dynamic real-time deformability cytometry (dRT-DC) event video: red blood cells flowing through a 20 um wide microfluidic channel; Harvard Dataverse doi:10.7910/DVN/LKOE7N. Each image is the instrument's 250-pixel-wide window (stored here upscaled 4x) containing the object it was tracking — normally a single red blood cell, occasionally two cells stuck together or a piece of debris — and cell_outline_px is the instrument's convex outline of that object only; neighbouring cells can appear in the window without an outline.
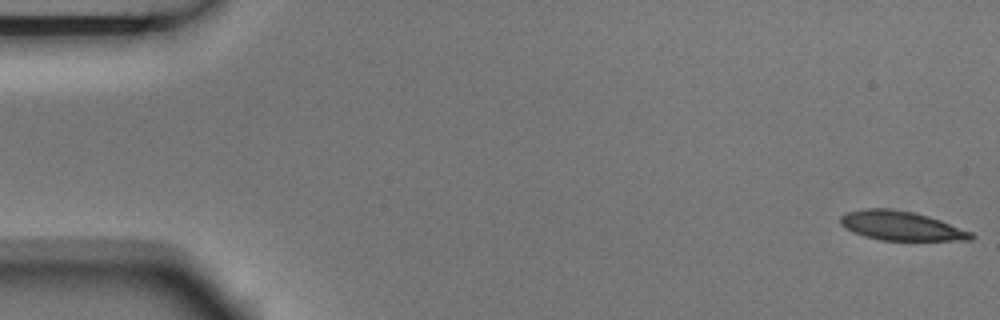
{"species": "Egyptian fruit bat (a non-hibernating species)", "species_latin": "Rousettus aegyptiacus", "temperature_condition": "room temperature", "stored_images_in_passage": 4, "camera_frame_rate_fps": 3000, "um_per_image_px": 0.085, "animal": {"sex": "male"}, "frame": {"image": 1, "passage_image": 1, "time_ms": 0.0, "image_size_px": [1000, 320], "cell_outline_px": [[976, 236], [972, 240], [880, 240], [864, 236], [852, 232], [844, 228], [840, 224], [840, 216], [848, 212], [864, 208], [888, 208], [912, 212], [928, 216], [940, 220], [972, 232]], "centroid_in_image_um": [76.57, 19.19], "position_along_channel_um": 8.4, "area_um2": 22.25}}
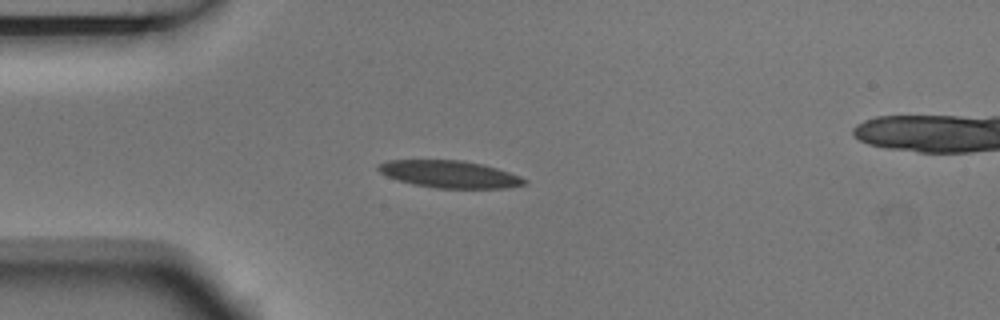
{"frame": {"image": 2, "passage_image": 4, "time_ms": 1.0, "image_size_px": [1000, 320], "cell_outline_px": [[528, 180], [524, 184], [504, 188], [436, 188], [412, 184], [388, 176], [380, 172], [376, 168], [380, 164], [388, 160], [460, 160], [484, 164], [520, 176]], "centroid_in_image_um": [38.22, 14.8], "position_along_channel_um": 46.8, "area_um2": 22.95}}